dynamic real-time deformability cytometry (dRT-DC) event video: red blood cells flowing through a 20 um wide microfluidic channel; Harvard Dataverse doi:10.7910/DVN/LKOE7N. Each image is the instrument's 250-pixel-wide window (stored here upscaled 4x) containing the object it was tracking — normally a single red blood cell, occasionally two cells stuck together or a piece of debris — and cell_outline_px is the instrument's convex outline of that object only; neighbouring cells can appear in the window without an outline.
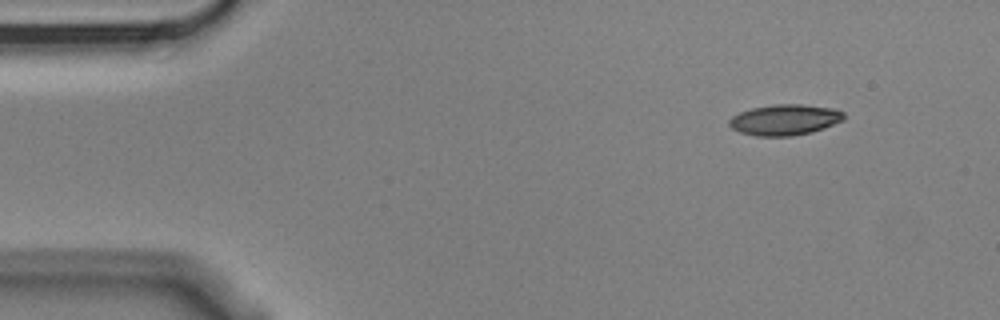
{"species": "Egyptian fruit bat (a non-hibernating species)", "species_latin": "Rousettus aegyptiacus", "temperature_condition": "cold", "stored_images_in_passage": 3, "camera_frame_rate_fps": 3000, "um_per_image_px": 0.085, "animal": {"sex": "male"}, "frame": {"image": 1, "passage_image": 1, "time_ms": 0.0, "image_size_px": [1000, 320], "cell_outline_px": [[844, 120], [824, 128], [812, 132], [792, 136], [756, 136], [740, 132], [732, 128], [728, 124], [728, 120], [732, 116], [740, 112], [752, 108], [776, 104], [800, 104], [832, 108], [844, 112]], "centroid_in_image_um": [66.7, 10.18], "position_along_channel_um": 18.3, "area_um2": 20.58}}
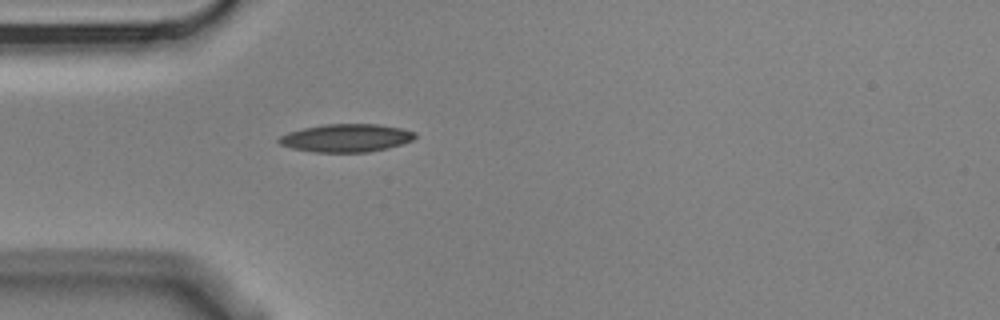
{"frame": {"image": 2, "passage_image": 3, "time_ms": 0.667, "image_size_px": [1000, 320], "cell_outline_px": [[416, 136], [412, 140], [404, 144], [388, 148], [368, 152], [316, 152], [292, 148], [280, 144], [276, 140], [280, 136], [288, 132], [304, 128], [324, 124], [376, 124], [400, 128], [416, 132]], "centroid_in_image_um": [29.44, 11.73], "position_along_channel_um": 55.6, "area_um2": 22.2}}